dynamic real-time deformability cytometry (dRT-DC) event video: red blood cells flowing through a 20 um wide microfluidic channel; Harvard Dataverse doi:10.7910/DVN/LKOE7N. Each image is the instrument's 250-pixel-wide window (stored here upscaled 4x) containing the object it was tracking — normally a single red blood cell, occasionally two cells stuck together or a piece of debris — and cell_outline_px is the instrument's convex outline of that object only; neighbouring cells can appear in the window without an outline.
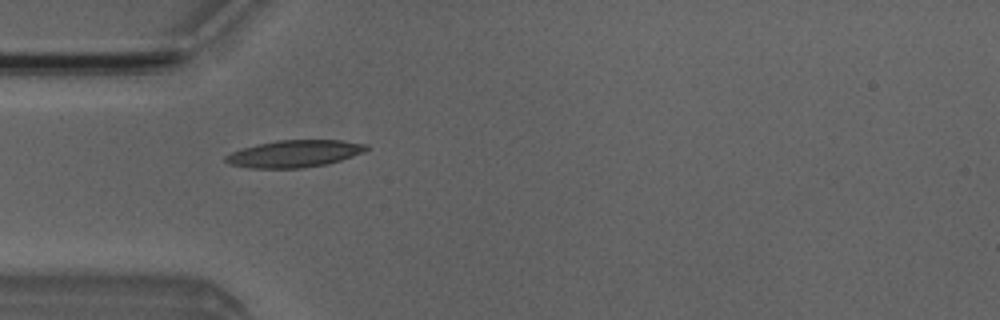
{"species": "Egyptian fruit bat (a non-hibernating species)", "species_latin": "Rousettus aegyptiacus", "temperature_condition": "room temperature", "stored_images_in_passage": 2, "camera_frame_rate_fps": 3000, "um_per_image_px": 0.085, "animal": {"sex": "male"}, "frame": {"image": 1, "passage_image": 1, "time_ms": 0.0, "image_size_px": [1000, 320], "cell_outline_px": [[368, 148], [364, 152], [328, 164], [304, 168], [248, 168], [228, 164], [224, 160], [224, 156], [232, 152], [244, 148], [276, 140], [340, 140], [368, 144]], "centroid_in_image_um": [25.02, 13.07], "position_along_channel_um": 60.0, "area_um2": 22.2}}